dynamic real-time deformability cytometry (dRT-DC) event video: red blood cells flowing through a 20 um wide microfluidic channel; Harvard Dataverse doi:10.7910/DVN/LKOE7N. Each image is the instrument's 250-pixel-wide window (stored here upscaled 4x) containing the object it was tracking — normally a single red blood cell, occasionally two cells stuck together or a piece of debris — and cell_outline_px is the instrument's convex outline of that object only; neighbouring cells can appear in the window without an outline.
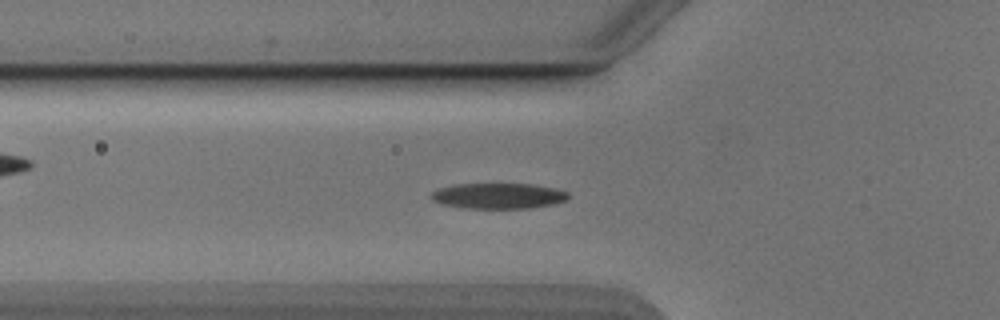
{"species": "Egyptian fruit bat (a non-hibernating species)", "species_latin": "Rousettus aegyptiacus", "temperature_condition": "cold", "stored_images_in_passage": 55, "camera_frame_rate_fps": 3000, "um_per_image_px": 0.085, "animal": {"sex": "male"}, "frame": {"image": 1, "passage_image": 20, "time_ms": 6.333, "image_size_px": [1000, 320], "cell_outline_px": [[568, 200], [552, 204], [528, 208], [464, 208], [440, 204], [432, 200], [428, 196], [432, 192], [440, 188], [456, 184], [532, 184], [556, 188], [568, 192]], "centroid_in_image_um": [42.34, 16.65], "position_along_channel_um": 83.5, "area_um2": 20.52}}
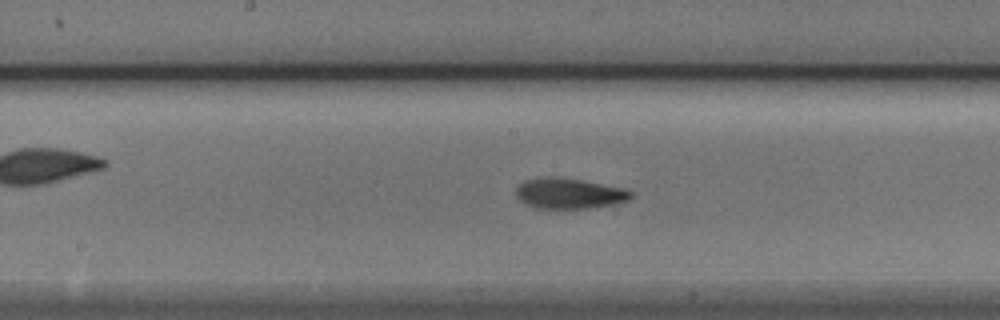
{"frame": {"image": 2, "passage_image": 29, "time_ms": 9.333, "image_size_px": [1000, 320], "cell_outline_px": [[632, 196], [628, 200], [588, 208], [536, 208], [520, 200], [516, 196], [516, 188], [524, 180], [540, 176], [548, 176], [584, 180], [628, 188], [632, 192]], "centroid_in_image_um": [48.37, 16.41], "position_along_channel_um": 199.8, "area_um2": 20.46}}
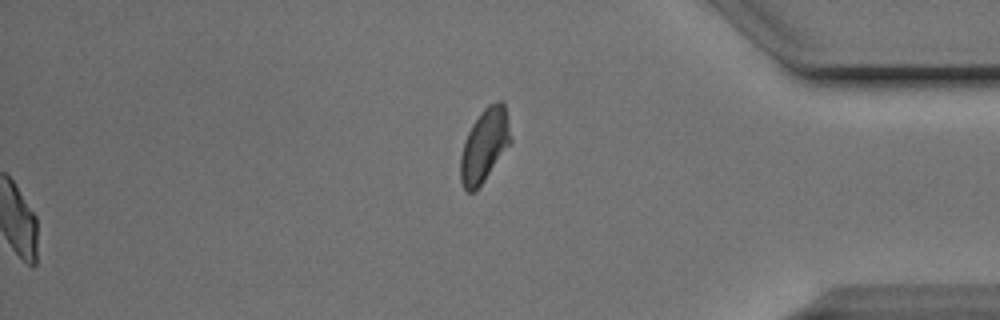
{"frame": {"image": 3, "passage_image": 55, "time_ms": 18.0, "image_size_px": [1000, 320], "cell_outline_px": [[512, 140], [476, 192], [468, 192], [464, 188], [460, 180], [460, 156], [464, 140], [472, 124], [480, 112], [488, 104], [496, 100], [504, 100]], "centroid_in_image_um": [41.17, 12.33], "position_along_channel_um": 394.0, "area_um2": 21.5}, "authors_computed_cell_mechanics": {"area_um2": 20.0566, "velocity_mm_per_s": 3.8619, "shape_relaxation_time_tau1_ms": 2.9661, "shape_relaxation_time_tau2_ms": 1.6156, "deformation_change_tau1": 0.1576, "deformation_change_tau2": 0.0826}}